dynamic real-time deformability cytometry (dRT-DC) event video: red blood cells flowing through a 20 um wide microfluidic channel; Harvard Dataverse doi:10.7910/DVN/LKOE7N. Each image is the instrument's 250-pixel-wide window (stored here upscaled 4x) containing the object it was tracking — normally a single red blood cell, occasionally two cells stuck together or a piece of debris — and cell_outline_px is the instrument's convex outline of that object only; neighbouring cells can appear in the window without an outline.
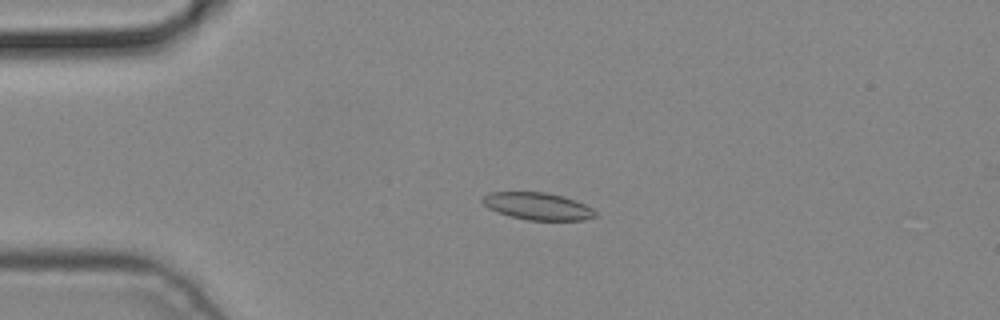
{"species": "common noctule bat (a hibernating species)", "species_latin": "Nyctalus noctula", "temperature_condition": "cold", "stored_images_in_passage": 3, "camera_frame_rate_fps": 3000, "um_per_image_px": 0.085, "animal": {"sex": "male", "body_mass_g": 19.2, "forearm_length_mm": 51.8}, "frame": {"image": 1, "passage_image": 2, "time_ms": 0.333, "image_size_px": [1000, 320], "cell_outline_px": [[596, 216], [584, 220], [528, 220], [496, 212], [488, 208], [480, 200], [488, 192], [544, 192], [564, 196], [576, 200], [592, 208], [596, 212]], "centroid_in_image_um": [45.69, 17.52], "position_along_channel_um": 39.3, "area_um2": 17.92}}